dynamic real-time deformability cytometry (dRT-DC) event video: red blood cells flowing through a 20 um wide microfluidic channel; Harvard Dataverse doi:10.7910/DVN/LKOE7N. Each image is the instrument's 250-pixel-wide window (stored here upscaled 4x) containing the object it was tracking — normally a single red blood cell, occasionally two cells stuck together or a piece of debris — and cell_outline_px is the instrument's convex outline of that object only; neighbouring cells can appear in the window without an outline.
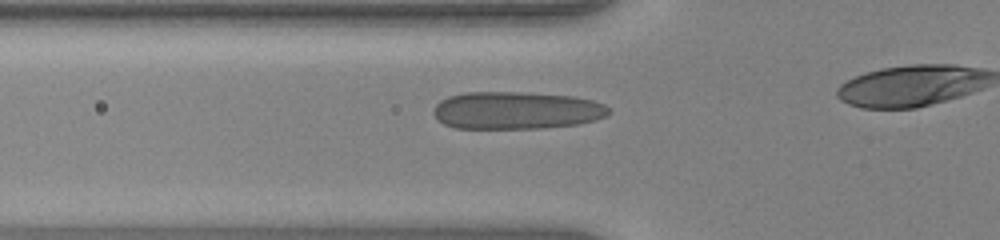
{"species": "human", "species_latin": "Homo sapiens", "temperature_condition": "warm", "stored_images_in_passage": 39, "camera_frame_rate_fps": 3000, "um_per_image_px": 0.085, "donor": {"sex": "female"}, "frame": {"image": 1, "passage_image": 15, "time_ms": 4.667, "image_size_px": [1000, 240], "cell_outline_px": [[608, 112], [604, 116], [580, 124], [540, 128], [456, 128], [444, 124], [432, 112], [436, 104], [440, 100], [448, 96], [464, 92], [524, 92], [572, 96], [592, 100], [604, 104], [608, 108]], "centroid_in_image_um": [43.85, 9.37], "position_along_channel_um": 81.9, "area_um2": 38.21}}
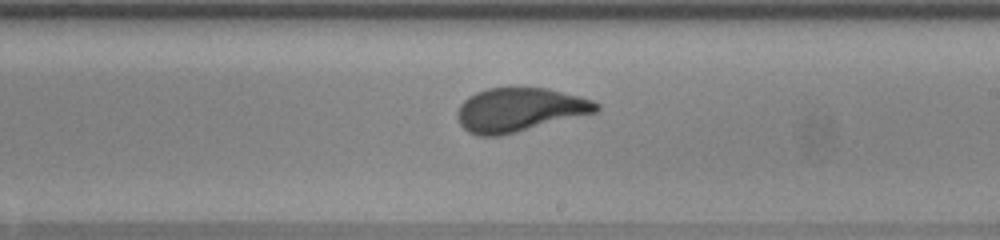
{"frame": {"image": 2, "passage_image": 27, "time_ms": 8.667, "image_size_px": [1000, 240], "cell_outline_px": [[600, 108], [596, 112], [500, 136], [476, 136], [468, 132], [460, 124], [456, 116], [456, 112], [460, 104], [468, 96], [476, 92], [488, 88], [548, 88], [580, 96], [592, 100], [600, 104]], "centroid_in_image_um": [44.13, 9.33], "position_along_channel_um": 244.9, "area_um2": 35.43}}
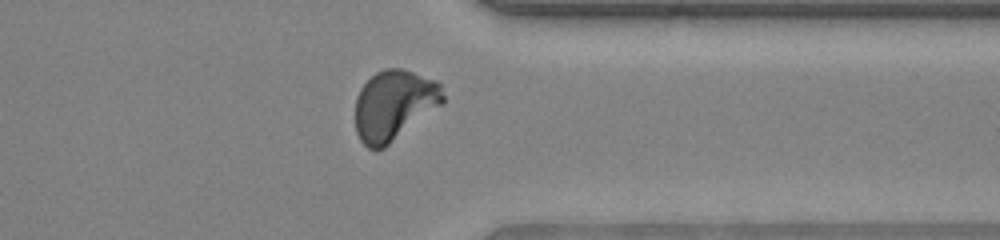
{"frame": {"image": 3, "passage_image": 37, "time_ms": 12.0, "image_size_px": [1000, 240], "cell_outline_px": [[444, 104], [384, 148], [368, 148], [360, 140], [356, 132], [356, 96], [360, 88], [376, 72], [384, 68], [400, 68], [436, 80], [440, 84], [444, 96]], "centroid_in_image_um": [33.51, 8.93], "position_along_channel_um": 377.9, "area_um2": 35.95}}